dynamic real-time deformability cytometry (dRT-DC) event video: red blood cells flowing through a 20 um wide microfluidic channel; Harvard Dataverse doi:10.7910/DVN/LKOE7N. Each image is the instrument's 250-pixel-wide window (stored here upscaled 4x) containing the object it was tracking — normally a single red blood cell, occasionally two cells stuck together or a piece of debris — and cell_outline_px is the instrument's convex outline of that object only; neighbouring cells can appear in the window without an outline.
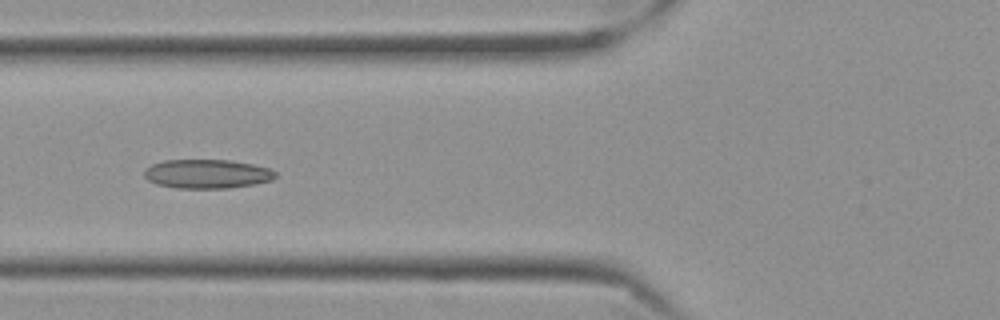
{"species": "Egyptian fruit bat (a non-hibernating species)", "species_latin": "Rousettus aegyptiacus", "temperature_condition": "cold", "stored_images_in_passage": 57, "camera_frame_rate_fps": 3000, "um_per_image_px": 0.085, "frame": {"image": 1, "passage_image": 22, "time_ms": 7.0, "image_size_px": [1000, 320], "cell_outline_px": [[276, 176], [272, 180], [256, 184], [228, 188], [176, 188], [156, 184], [148, 180], [144, 176], [144, 168], [152, 164], [164, 160], [228, 160], [252, 164], [268, 168], [276, 172]], "centroid_in_image_um": [17.58, 14.78], "position_along_channel_um": 108.2, "area_um2": 22.25}}
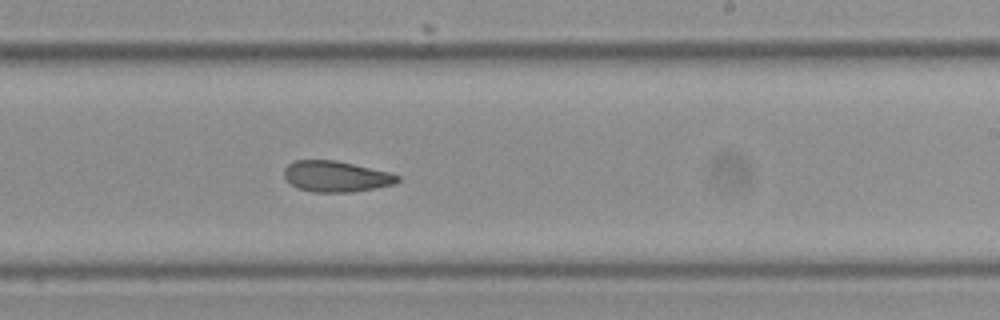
{"frame": {"image": 2, "passage_image": 35, "time_ms": 11.333, "image_size_px": [1000, 320], "cell_outline_px": [[400, 180], [396, 184], [352, 192], [312, 192], [300, 188], [292, 184], [284, 176], [284, 168], [292, 160], [336, 160], [392, 172], [400, 176]], "centroid_in_image_um": [28.6, 14.98], "position_along_channel_um": 260.4, "area_um2": 20.58}}
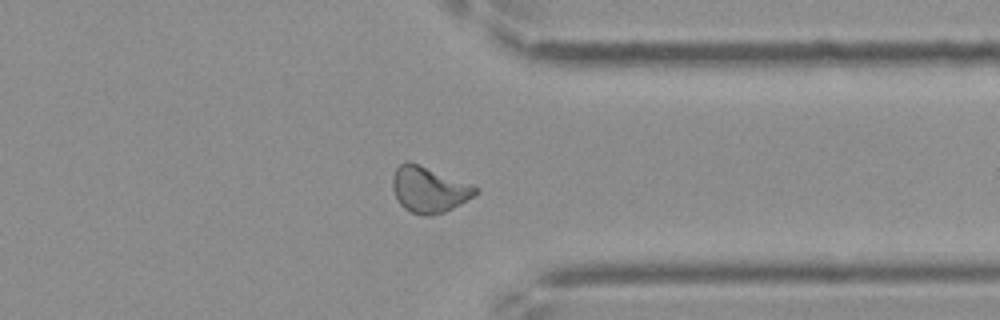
{"frame": {"image": 3, "passage_image": 45, "time_ms": 14.667, "image_size_px": [1000, 320], "cell_outline_px": [[480, 192], [460, 204], [444, 212], [432, 216], [420, 216], [404, 208], [400, 204], [392, 188], [392, 176], [396, 168], [404, 160], [408, 160], [420, 164], [472, 184], [480, 188]], "centroid_in_image_um": [36.46, 16.1], "position_along_channel_um": 374.9, "area_um2": 22.48}, "authors_computed_cell_mechanics": {"area_um2": 22.0218, "velocity_mm_per_s": 3.5013, "shape_relaxation_time_tau1_ms": null, "shape_relaxation_time_tau2_ms": 3.3979, "deformation_change_tau1": null, "deformation_change_tau2": 0.0812}}